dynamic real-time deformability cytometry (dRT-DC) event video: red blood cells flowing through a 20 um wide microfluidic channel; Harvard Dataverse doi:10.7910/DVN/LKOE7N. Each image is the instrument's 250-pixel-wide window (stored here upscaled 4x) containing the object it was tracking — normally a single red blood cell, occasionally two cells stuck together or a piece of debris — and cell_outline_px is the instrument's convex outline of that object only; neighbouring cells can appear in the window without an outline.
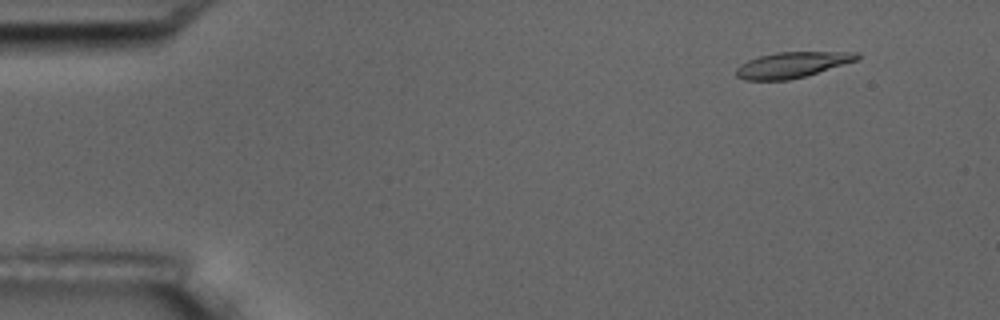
{"species": "common noctule bat (a hibernating species)", "species_latin": "Nyctalus noctula", "temperature_condition": "room temperature", "stored_images_in_passage": 5, "camera_frame_rate_fps": 3000, "um_per_image_px": 0.085, "animal": {"sex": "male", "body_mass_g": 17.5, "forearm_length_mm": 52.3}, "frame": {"image": 1, "passage_image": 2, "time_ms": 1.333, "image_size_px": [1000, 320], "cell_outline_px": [[860, 56], [856, 60], [804, 76], [788, 80], [744, 80], [736, 76], [736, 68], [740, 64], [748, 60], [760, 56], [776, 52], [860, 52]], "centroid_in_image_um": [67.28, 5.51], "position_along_channel_um": 17.7, "area_um2": 17.86}}
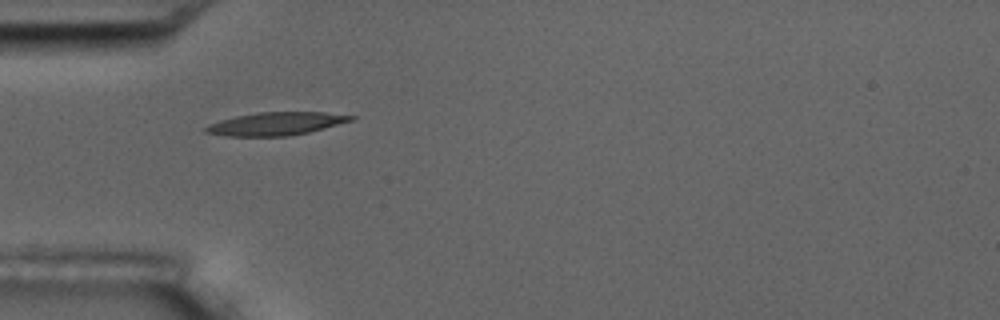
{"frame": {"image": 2, "passage_image": 5, "time_ms": 5.333, "image_size_px": [1000, 320], "cell_outline_px": [[356, 116], [352, 120], [324, 128], [308, 132], [288, 136], [228, 136], [204, 132], [204, 128], [208, 124], [220, 120], [236, 116], [256, 112], [324, 112]], "centroid_in_image_um": [23.42, 10.51], "position_along_channel_um": 61.6, "area_um2": 19.36}}